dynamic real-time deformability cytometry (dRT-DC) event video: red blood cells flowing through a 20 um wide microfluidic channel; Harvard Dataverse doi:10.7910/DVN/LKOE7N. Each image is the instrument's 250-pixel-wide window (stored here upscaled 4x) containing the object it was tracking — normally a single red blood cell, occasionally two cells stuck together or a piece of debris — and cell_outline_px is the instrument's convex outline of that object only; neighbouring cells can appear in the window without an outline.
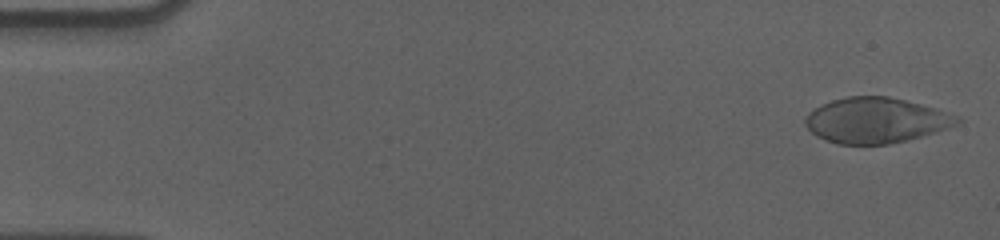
{"species": "human", "species_latin": "Homo sapiens", "temperature_condition": "cold", "stored_images_in_passage": 57, "camera_frame_rate_fps": 3000, "um_per_image_px": 0.085, "donor": {"sex": "male"}, "frame": {"image": 1, "passage_image": 2, "time_ms": 0.333, "image_size_px": [1000, 240], "cell_outline_px": [[964, 120], [948, 128], [936, 132], [888, 144], [836, 144], [816, 136], [804, 124], [804, 120], [808, 112], [832, 100], [848, 96], [888, 96], [936, 108], [960, 116]], "centroid_in_image_um": [74.46, 10.23], "position_along_channel_um": 10.5, "area_um2": 40.06}}
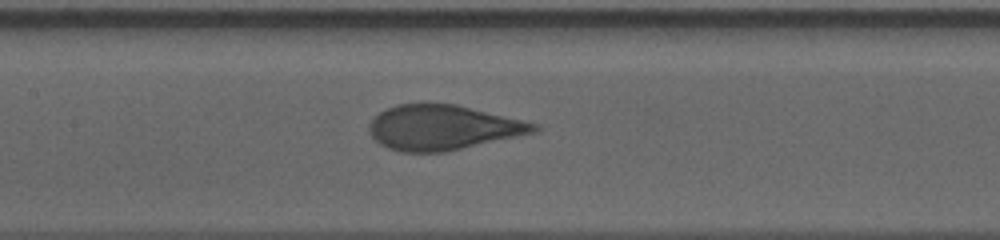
{"frame": {"image": 2, "passage_image": 27, "time_ms": 8.667, "image_size_px": [1000, 240], "cell_outline_px": [[540, 128], [536, 132], [444, 152], [400, 152], [388, 148], [380, 144], [368, 132], [368, 124], [380, 112], [396, 104], [456, 104], [524, 120], [540, 124]], "centroid_in_image_um": [37.64, 10.84], "position_along_channel_um": 169.8, "area_um2": 42.95}}
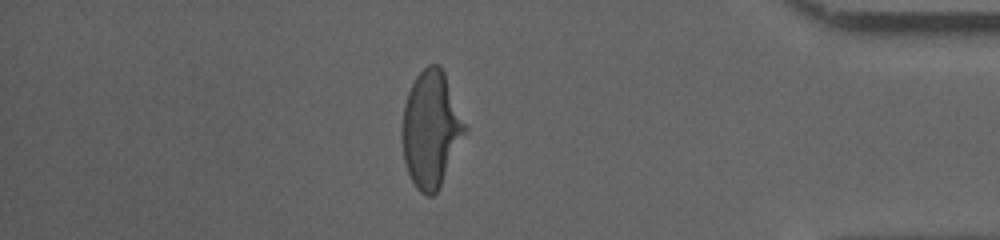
{"frame": {"image": 3, "passage_image": 49, "time_ms": 16.0, "image_size_px": [1000, 240], "cell_outline_px": [[468, 132], [440, 188], [432, 196], [424, 196], [416, 188], [408, 172], [404, 160], [400, 140], [400, 132], [404, 104], [408, 92], [416, 76], [428, 64], [440, 64], [444, 72], [468, 128]], "centroid_in_image_um": [36.64, 11.02], "position_along_channel_um": 398.6, "area_um2": 43.41}, "authors_computed_cell_mechanics": {"area_um2": 43.061, "velocity_mm_per_s": 3.5768, "shape_relaxation_time_tau1_ms": 5.4371, "shape_relaxation_time_tau2_ms": null, "deformation_change_tau1": 0.2292, "deformation_change_tau2": null}}